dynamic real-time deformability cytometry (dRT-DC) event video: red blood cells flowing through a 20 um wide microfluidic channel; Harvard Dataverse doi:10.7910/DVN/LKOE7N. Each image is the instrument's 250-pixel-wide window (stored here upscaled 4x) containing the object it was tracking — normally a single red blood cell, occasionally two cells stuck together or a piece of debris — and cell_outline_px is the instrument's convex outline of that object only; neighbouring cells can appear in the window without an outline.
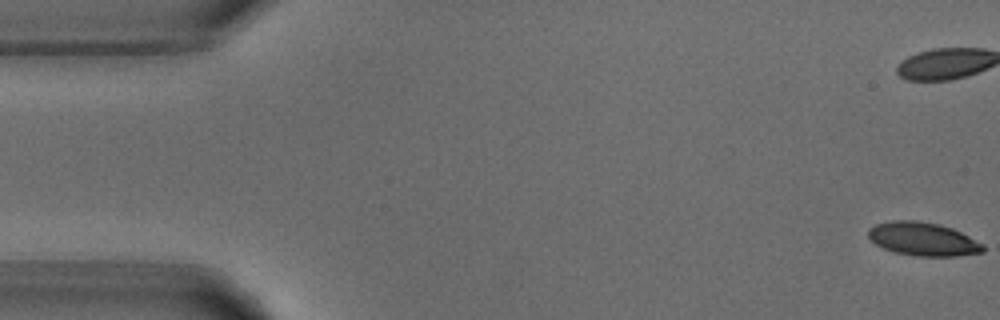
{"species": "common noctule bat (a hibernating species)", "species_latin": "Nyctalus noctula", "temperature_condition": "warm", "stored_images_in_passage": 54, "camera_frame_rate_fps": 3000, "um_per_image_px": 0.085, "animal": {"sex": "male", "body_mass_g": 18.8}, "frame": {"image": 1, "passage_image": 1, "time_ms": 0.0, "image_size_px": [1000, 320], "cell_outline_px": [[984, 252], [956, 256], [916, 256], [892, 252], [876, 244], [868, 236], [868, 228], [876, 224], [892, 220], [916, 220], [940, 224], [952, 228], [984, 244]], "centroid_in_image_um": [78.45, 20.32], "position_along_channel_um": 6.6, "area_um2": 22.43}}
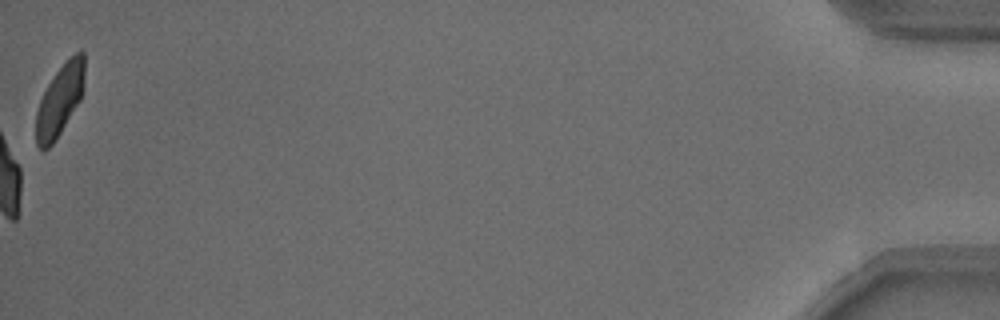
{"frame": {"image": 2, "passage_image": 54, "time_ms": 17.667, "image_size_px": [1000, 320], "cell_outline_px": [[84, 76], [80, 100], [60, 132], [52, 144], [48, 148], [40, 148], [36, 144], [36, 112], [40, 100], [48, 84], [56, 72], [76, 52], [84, 52]], "centroid_in_image_um": [5.07, 8.53], "position_along_channel_um": 430.1, "area_um2": 19.42}, "authors_computed_cell_mechanics": {"area_um2": 23.9292, "velocity_mm_per_s": 3.7949, "shape_relaxation_time_tau1_ms": 4.1453, "shape_relaxation_time_tau2_ms": 0.9075, "deformation_change_tau1": 0.1699, "deformation_change_tau2": 0.0657}}